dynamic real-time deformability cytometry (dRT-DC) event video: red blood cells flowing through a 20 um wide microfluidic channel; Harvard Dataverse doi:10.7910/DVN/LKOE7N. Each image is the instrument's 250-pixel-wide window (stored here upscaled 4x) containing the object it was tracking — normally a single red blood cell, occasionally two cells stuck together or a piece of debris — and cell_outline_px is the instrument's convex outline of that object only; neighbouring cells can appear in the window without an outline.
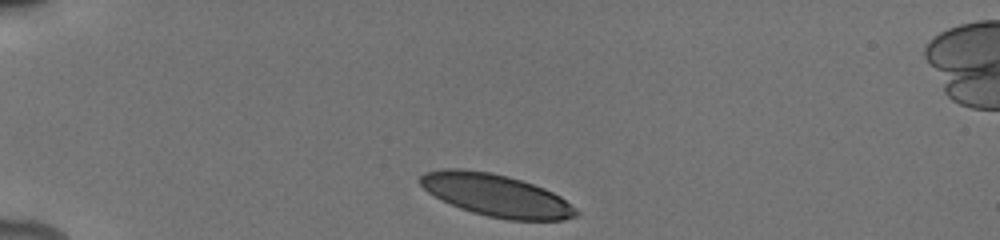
{"species": "human", "species_latin": "Homo sapiens", "temperature_condition": "cold", "stored_images_in_passage": 9, "camera_frame_rate_fps": 3000, "um_per_image_px": 0.085, "donor": {"sex": "male"}, "frame": {"image": 1, "passage_image": 1, "time_ms": 0.0, "image_size_px": [1000, 240], "cell_outline_px": [[580, 216], [564, 220], [508, 220], [488, 216], [472, 212], [460, 208], [428, 192], [420, 184], [420, 176], [424, 172], [444, 168], [460, 168], [492, 172], [508, 176], [544, 188], [560, 196], [576, 208], [580, 212]], "centroid_in_image_um": [42.2, 16.6], "position_along_channel_um": 42.8, "area_um2": 38.38}}